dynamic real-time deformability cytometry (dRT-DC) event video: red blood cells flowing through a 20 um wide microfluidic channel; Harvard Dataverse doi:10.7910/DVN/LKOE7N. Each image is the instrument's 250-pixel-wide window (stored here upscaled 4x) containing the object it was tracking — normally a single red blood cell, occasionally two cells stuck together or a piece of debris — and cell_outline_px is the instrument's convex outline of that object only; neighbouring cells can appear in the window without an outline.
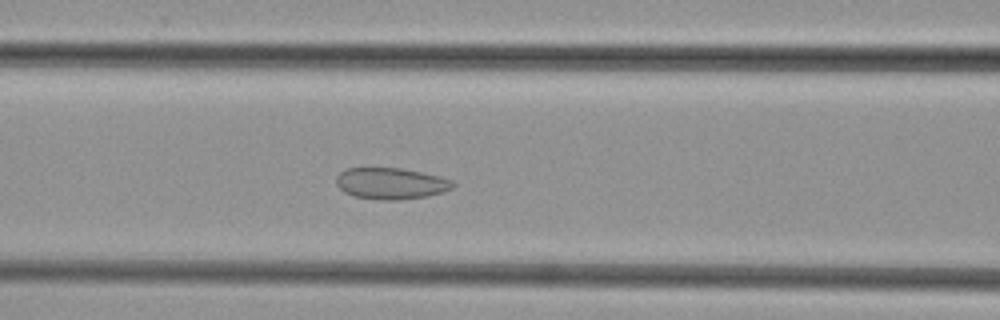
{"species": "common noctule bat (a hibernating species)", "species_latin": "Nyctalus noctula", "temperature_condition": "cold", "stored_images_in_passage": 45, "camera_frame_rate_fps": 3000, "um_per_image_px": 0.085, "animal": {"sex": "female", "body_mass_g": 29.2, "forearm_length_mm": 56.3}, "frame": {"image": 1, "passage_image": 16, "time_ms": 5.0, "image_size_px": [1000, 320], "cell_outline_px": [[456, 184], [452, 188], [444, 192], [428, 196], [400, 200], [380, 200], [352, 196], [344, 192], [336, 184], [336, 176], [340, 172], [348, 168], [400, 168], [440, 176], [452, 180]], "centroid_in_image_um": [33.23, 15.6], "position_along_channel_um": 133.4, "area_um2": 21.5}}
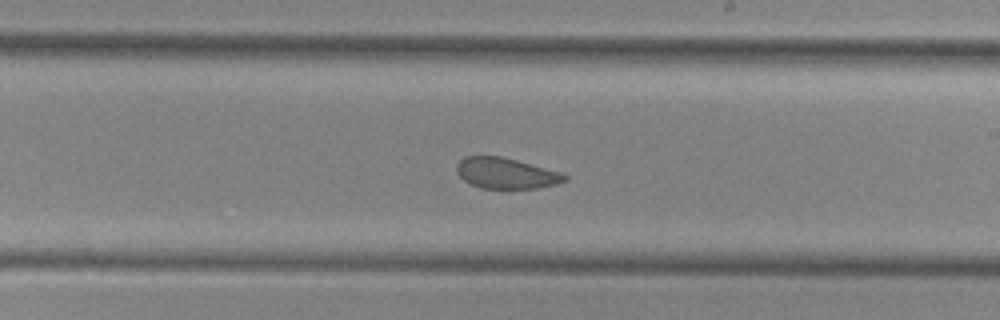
{"frame": {"image": 2, "passage_image": 24, "time_ms": 7.667, "image_size_px": [1000, 320], "cell_outline_px": [[568, 180], [556, 184], [540, 188], [480, 188], [464, 180], [456, 172], [456, 164], [464, 156], [500, 156], [564, 172], [568, 176]], "centroid_in_image_um": [43.05, 14.72], "position_along_channel_um": 246.0, "area_um2": 19.54}}
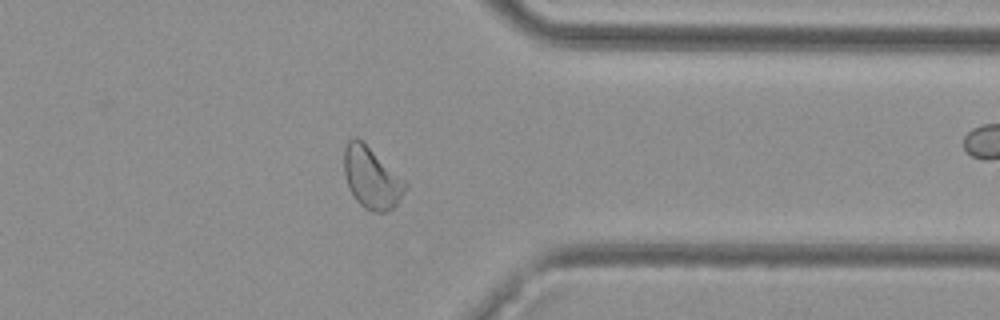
{"frame": {"image": 3, "passage_image": 34, "time_ms": 11.0, "image_size_px": [1000, 320], "cell_outline_px": [[408, 184], [396, 204], [388, 212], [372, 212], [364, 208], [356, 200], [348, 188], [344, 172], [344, 148], [348, 140], [356, 136], [404, 180]], "centroid_in_image_um": [31.54, 15.14], "position_along_channel_um": 379.9, "area_um2": 21.5}}